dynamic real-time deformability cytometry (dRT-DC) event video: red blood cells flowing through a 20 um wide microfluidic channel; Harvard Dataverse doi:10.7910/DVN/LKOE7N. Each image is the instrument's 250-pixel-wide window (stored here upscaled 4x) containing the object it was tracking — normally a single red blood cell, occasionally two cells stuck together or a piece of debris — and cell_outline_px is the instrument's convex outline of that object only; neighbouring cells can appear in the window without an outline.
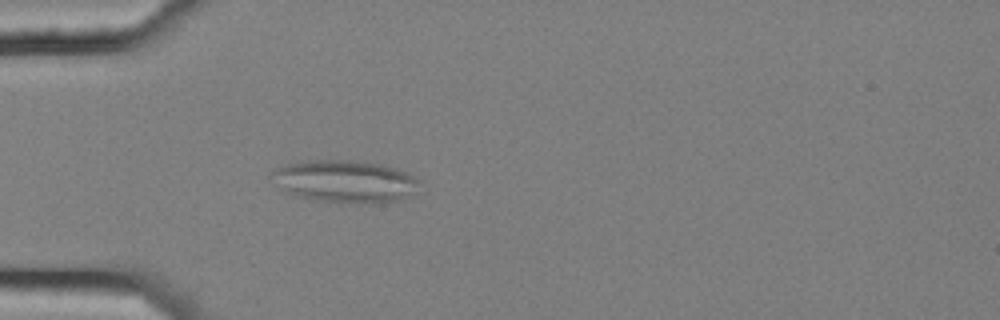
{"species": "common noctule bat (a hibernating species)", "species_latin": "Nyctalus noctula", "temperature_condition": "cold", "stored_images_in_passage": 5, "camera_frame_rate_fps": 3000, "um_per_image_px": 0.085, "animal": {"sex": "female", "body_mass_g": 25.1}, "frame": {"image": 1, "passage_image": 5, "time_ms": 1.333, "image_size_px": [1000, 320], "cell_outline_px": [[420, 180], [416, 196], [400, 200], [380, 204], [376, 204], [320, 200], [292, 196], [268, 176], [276, 168], [288, 164], [304, 160], [348, 160], [380, 164], [396, 168]], "centroid_in_image_um": [29.37, 15.43], "position_along_channel_um": 55.6, "area_um2": 36.7}}